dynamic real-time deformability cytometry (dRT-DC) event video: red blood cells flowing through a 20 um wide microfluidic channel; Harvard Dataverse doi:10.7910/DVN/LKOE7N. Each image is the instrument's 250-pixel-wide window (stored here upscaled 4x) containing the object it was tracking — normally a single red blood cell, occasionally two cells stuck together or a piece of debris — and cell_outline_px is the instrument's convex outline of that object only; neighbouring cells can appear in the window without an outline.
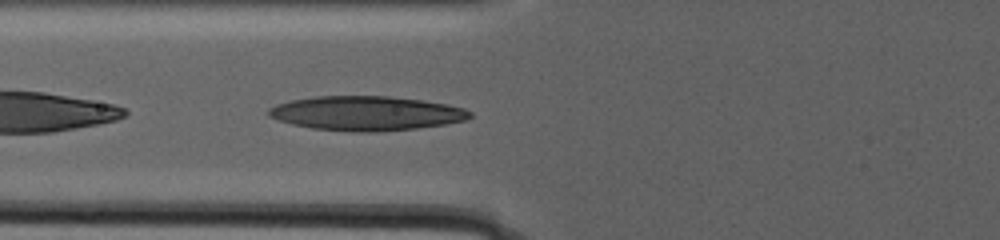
{"species": "human", "species_latin": "Homo sapiens", "temperature_condition": "warm", "stored_images_in_passage": 61, "camera_frame_rate_fps": 3000, "um_per_image_px": 0.085, "donor": {"sex": "male"}, "frame": {"image": 1, "passage_image": 5, "time_ms": 1.333, "image_size_px": [1000, 240], "cell_outline_px": [[472, 116], [468, 120], [444, 124], [416, 128], [376, 132], [356, 132], [312, 128], [292, 124], [268, 116], [268, 108], [276, 104], [292, 100], [316, 96], [388, 96], [424, 100], [448, 104], [464, 108], [472, 112]], "centroid_in_image_um": [31.16, 9.62], "position_along_channel_um": 94.6, "area_um2": 40.4}}
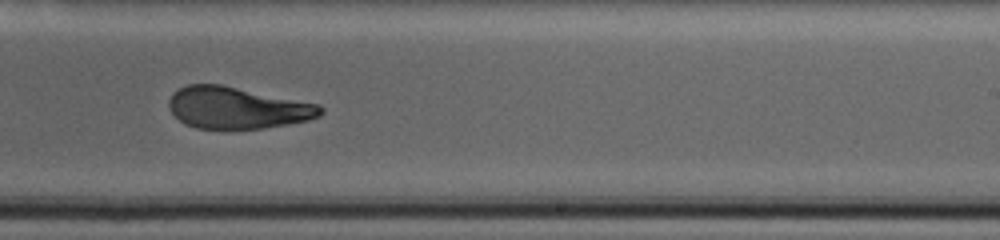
{"frame": {"image": 2, "passage_image": 29, "time_ms": 9.333, "image_size_px": [1000, 240], "cell_outline_px": [[324, 112], [320, 116], [308, 120], [260, 128], [196, 128], [184, 124], [168, 108], [168, 100], [172, 92], [188, 84], [220, 84], [320, 104], [324, 108]], "centroid_in_image_um": [20.15, 9.15], "position_along_channel_um": 268.9, "area_um2": 36.7}}
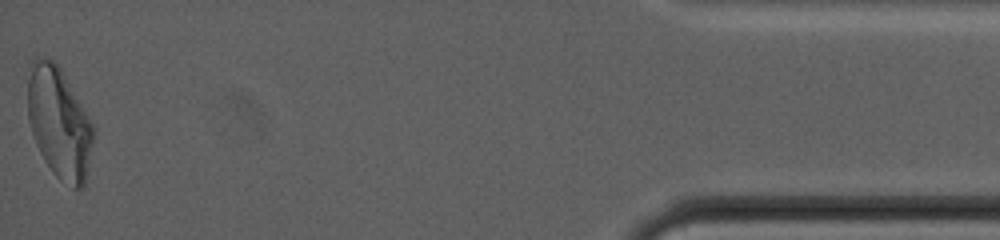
{"frame": {"image": 3, "passage_image": 61, "time_ms": 20.0, "image_size_px": [1000, 240], "cell_outline_px": [[92, 144], [84, 184], [80, 188], [72, 188], [60, 180], [52, 172], [44, 160], [36, 144], [28, 120], [28, 64], [36, 56], [44, 56], [52, 60], [60, 68], [92, 124]], "centroid_in_image_um": [4.97, 10.4], "position_along_channel_um": 430.2, "area_um2": 41.91}, "authors_computed_cell_mechanics": {"area_um2": 38.0902, "velocity_mm_per_s": 2.1774, "shape_relaxation_time_tau1_ms": null, "shape_relaxation_time_tau2_ms": 2.1275, "deformation_change_tau1": null, "deformation_change_tau2": 0.0906}}